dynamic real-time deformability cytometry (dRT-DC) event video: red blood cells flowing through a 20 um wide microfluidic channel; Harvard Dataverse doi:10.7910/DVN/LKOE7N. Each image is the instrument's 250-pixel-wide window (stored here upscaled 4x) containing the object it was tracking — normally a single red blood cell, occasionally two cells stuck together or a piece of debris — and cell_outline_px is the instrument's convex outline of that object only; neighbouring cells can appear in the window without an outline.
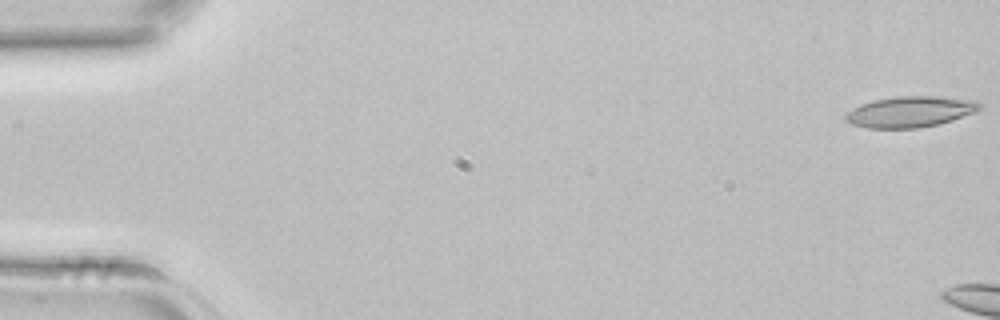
{"species": "common noctule bat (a hibernating species)", "species_latin": "Nyctalus noctula", "temperature_condition": "room temperature", "stored_images_in_passage": 5, "camera_frame_rate_fps": 3000, "um_per_image_px": 0.085, "animal": {"sex": "female", "body_mass_g": 22.7, "forearm_length_mm": 54.2}, "frame": {"image": 1, "passage_image": 1, "time_ms": 0.0, "image_size_px": [1000, 320], "cell_outline_px": [[984, 108], [976, 112], [940, 124], [920, 128], [864, 128], [852, 124], [844, 120], [844, 116], [852, 108], [860, 104], [872, 100], [896, 96], [940, 96], [980, 100], [984, 104]], "centroid_in_image_um": [77.43, 9.49], "position_along_channel_um": 7.6, "area_um2": 24.8}}